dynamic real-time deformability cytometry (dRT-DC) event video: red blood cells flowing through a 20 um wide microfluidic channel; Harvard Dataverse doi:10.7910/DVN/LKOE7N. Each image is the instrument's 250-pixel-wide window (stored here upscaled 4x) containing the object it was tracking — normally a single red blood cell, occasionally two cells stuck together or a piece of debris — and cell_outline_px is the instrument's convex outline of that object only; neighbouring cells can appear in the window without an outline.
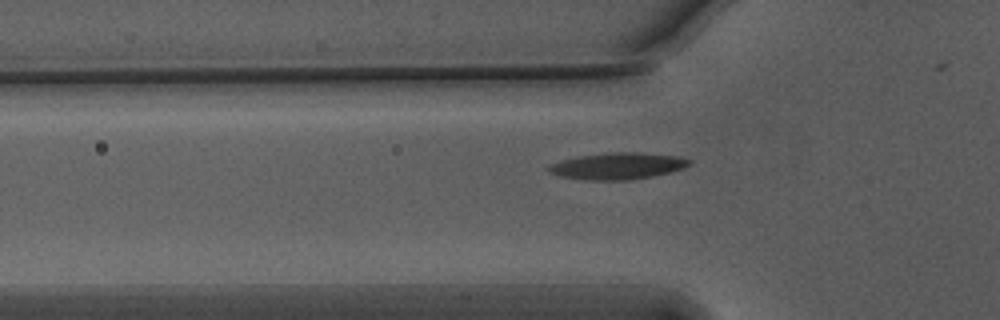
{"species": "Egyptian fruit bat (a non-hibernating species)", "species_latin": "Rousettus aegyptiacus", "temperature_condition": "warm", "stored_images_in_passage": 32, "camera_frame_rate_fps": 3000, "um_per_image_px": 0.085, "animal": {"sex": "male"}, "frame": {"image": 1, "passage_image": 6, "time_ms": 1.667, "image_size_px": [1000, 320], "cell_outline_px": [[692, 160], [688, 164], [680, 168], [668, 172], [652, 176], [628, 180], [588, 180], [560, 176], [548, 172], [548, 168], [552, 164], [564, 160], [580, 156], [612, 152], [636, 152], [680, 156]], "centroid_in_image_um": [52.5, 14.11], "position_along_channel_um": 73.3, "area_um2": 21.39}}
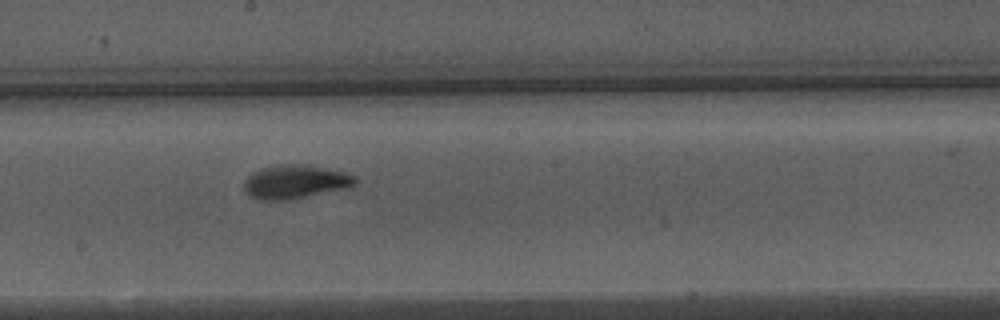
{"frame": {"image": 2, "passage_image": 18, "time_ms": 5.667, "image_size_px": [1000, 320], "cell_outline_px": [[356, 184], [348, 188], [288, 200], [256, 200], [248, 196], [244, 192], [244, 180], [252, 172], [264, 168], [288, 164], [296, 164], [344, 172], [352, 176], [356, 180]], "centroid_in_image_um": [25.02, 15.49], "position_along_channel_um": 223.2, "area_um2": 21.5}}
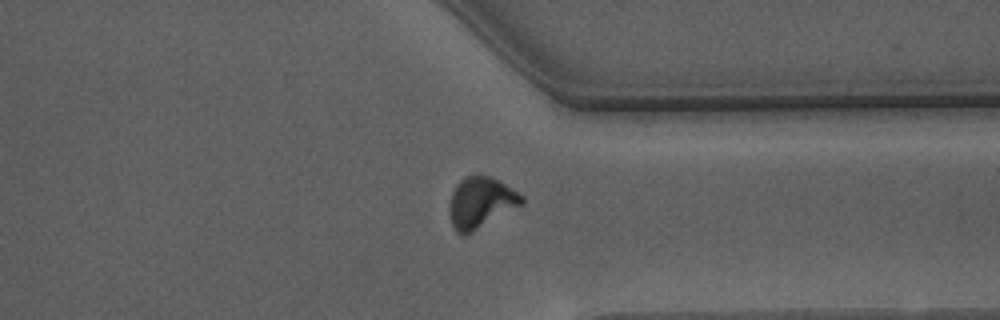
{"frame": {"image": 3, "passage_image": 30, "time_ms": 9.667, "image_size_px": [1000, 320], "cell_outline_px": [[524, 200], [520, 204], [472, 232], [464, 236], [456, 232], [452, 224], [448, 212], [448, 204], [452, 192], [456, 184], [464, 176], [476, 172], [480, 172], [504, 184], [524, 196]], "centroid_in_image_um": [40.78, 17.18], "position_along_channel_um": 370.6, "area_um2": 21.44}}